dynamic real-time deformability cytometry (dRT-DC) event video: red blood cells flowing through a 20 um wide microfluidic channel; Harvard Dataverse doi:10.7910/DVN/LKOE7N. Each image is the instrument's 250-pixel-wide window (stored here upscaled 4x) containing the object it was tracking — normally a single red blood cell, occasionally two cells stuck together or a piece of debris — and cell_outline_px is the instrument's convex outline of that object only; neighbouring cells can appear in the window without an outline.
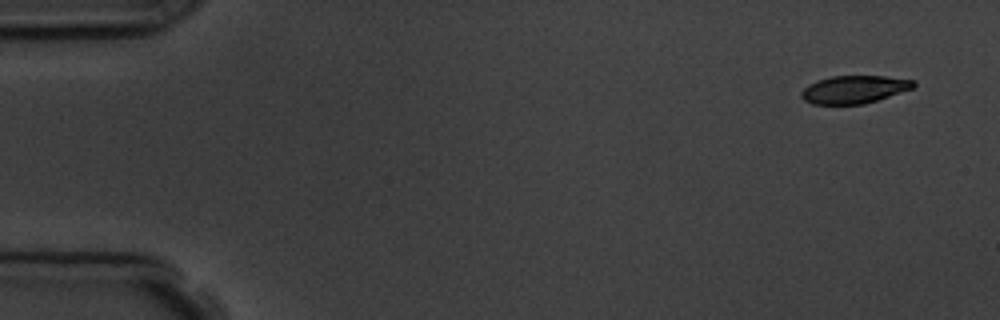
{"species": "common noctule bat (a hibernating species)", "species_latin": "Nyctalus noctula", "temperature_condition": "room temperature", "stored_images_in_passage": 4, "camera_frame_rate_fps": 3000, "um_per_image_px": 0.085, "animal": {"sex": "male", "body_mass_g": 19.5, "forearm_length_mm": 54.6}, "frame": {"image": 1, "passage_image": 1, "time_ms": 0.0, "image_size_px": [1000, 320], "cell_outline_px": [[916, 84], [912, 88], [864, 104], [812, 104], [804, 100], [800, 96], [800, 92], [808, 84], [816, 80], [832, 76], [884, 76], [916, 80]], "centroid_in_image_um": [72.56, 7.59], "position_along_channel_um": 12.4, "area_um2": 18.15}}
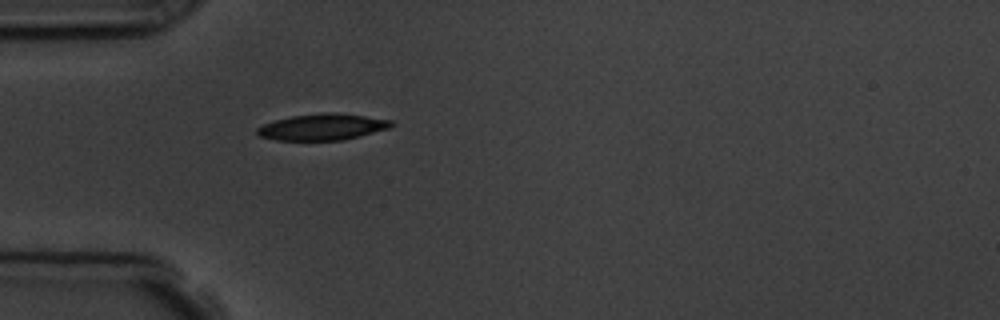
{"frame": {"image": 2, "passage_image": 4, "time_ms": 4.333, "image_size_px": [1000, 320], "cell_outline_px": [[392, 128], [344, 140], [276, 140], [260, 136], [256, 132], [256, 128], [264, 124], [276, 120], [292, 116], [324, 112], [332, 112], [364, 116], [392, 120]], "centroid_in_image_um": [27.43, 10.79], "position_along_channel_um": 57.6, "area_um2": 20.52}}